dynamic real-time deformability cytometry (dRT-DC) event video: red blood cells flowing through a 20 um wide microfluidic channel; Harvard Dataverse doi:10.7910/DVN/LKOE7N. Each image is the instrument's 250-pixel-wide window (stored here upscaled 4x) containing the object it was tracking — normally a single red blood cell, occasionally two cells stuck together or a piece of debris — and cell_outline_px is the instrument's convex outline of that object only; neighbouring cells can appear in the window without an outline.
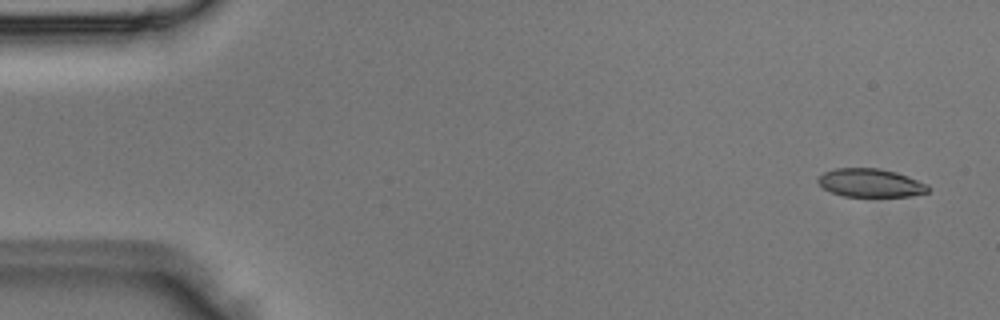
{"species": "Egyptian fruit bat (a non-hibernating species)", "species_latin": "Rousettus aegyptiacus", "temperature_condition": "room temperature", "stored_images_in_passage": 5, "camera_frame_rate_fps": 3000, "um_per_image_px": 0.085, "animal": {"sex": "male"}, "frame": {"image": 1, "passage_image": 1, "time_ms": 0.0, "image_size_px": [1000, 320], "cell_outline_px": [[932, 188], [928, 192], [912, 196], [844, 196], [832, 192], [824, 188], [816, 180], [824, 172], [836, 168], [880, 168], [896, 172], [908, 176], [928, 184]], "centroid_in_image_um": [74.04, 15.54], "position_along_channel_um": 11.0, "area_um2": 18.21}}
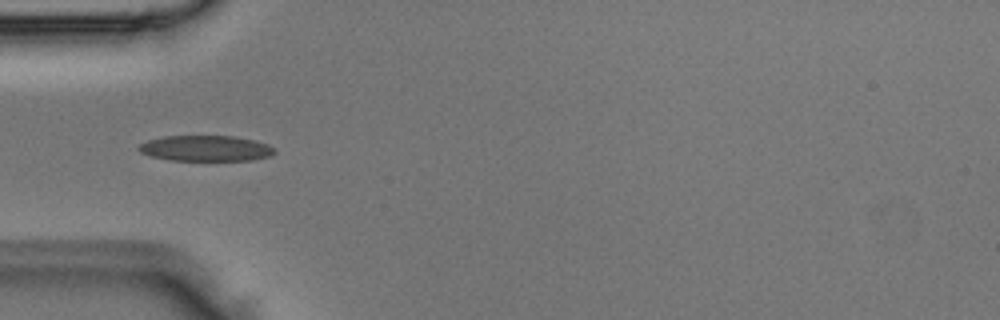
{"frame": {"image": 2, "passage_image": 4, "time_ms": 1.0, "image_size_px": [1000, 320], "cell_outline_px": [[276, 152], [272, 156], [252, 160], [168, 160], [152, 156], [140, 152], [136, 148], [140, 144], [148, 140], [164, 136], [236, 136], [256, 140], [268, 144], [276, 148]], "centroid_in_image_um": [17.54, 12.6], "position_along_channel_um": 67.5, "area_um2": 20.52}}
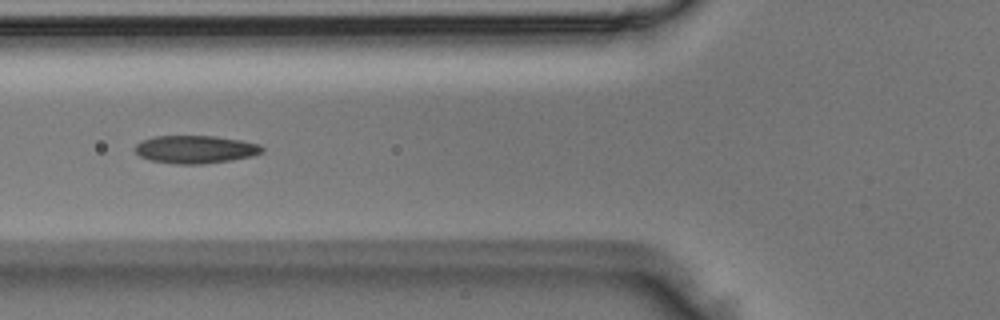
{"frame": {"image": 3, "passage_image": 5, "time_ms": 1.333, "image_size_px": [1000, 320], "cell_outline_px": [[264, 148], [260, 152], [252, 156], [232, 160], [200, 164], [180, 164], [152, 160], [140, 156], [132, 148], [140, 140], [152, 136], [216, 136], [240, 140], [260, 144]], "centroid_in_image_um": [16.57, 12.68], "position_along_channel_um": 109.2, "area_um2": 20.63}}